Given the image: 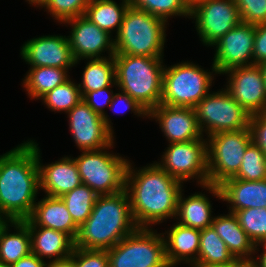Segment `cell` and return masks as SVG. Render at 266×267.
Segmentation results:
<instances>
[{
	"mask_svg": "<svg viewBox=\"0 0 266 267\" xmlns=\"http://www.w3.org/2000/svg\"><path fill=\"white\" fill-rule=\"evenodd\" d=\"M91 0H49L43 7L59 24L83 16Z\"/></svg>",
	"mask_w": 266,
	"mask_h": 267,
	"instance_id": "36",
	"label": "cell"
},
{
	"mask_svg": "<svg viewBox=\"0 0 266 267\" xmlns=\"http://www.w3.org/2000/svg\"><path fill=\"white\" fill-rule=\"evenodd\" d=\"M258 246H262L264 249L262 250L263 252L258 256H254L253 259L251 260L257 267H266V246L263 243L255 245L254 253H258L260 251Z\"/></svg>",
	"mask_w": 266,
	"mask_h": 267,
	"instance_id": "44",
	"label": "cell"
},
{
	"mask_svg": "<svg viewBox=\"0 0 266 267\" xmlns=\"http://www.w3.org/2000/svg\"><path fill=\"white\" fill-rule=\"evenodd\" d=\"M20 55L30 67L47 66L69 71L76 66L68 36L65 35H43L27 40L20 49Z\"/></svg>",
	"mask_w": 266,
	"mask_h": 267,
	"instance_id": "17",
	"label": "cell"
},
{
	"mask_svg": "<svg viewBox=\"0 0 266 267\" xmlns=\"http://www.w3.org/2000/svg\"><path fill=\"white\" fill-rule=\"evenodd\" d=\"M98 195L87 185L81 184L61 196L74 223L80 227L90 216Z\"/></svg>",
	"mask_w": 266,
	"mask_h": 267,
	"instance_id": "31",
	"label": "cell"
},
{
	"mask_svg": "<svg viewBox=\"0 0 266 267\" xmlns=\"http://www.w3.org/2000/svg\"><path fill=\"white\" fill-rule=\"evenodd\" d=\"M117 90L129 94L149 113L160 104L164 57L114 54Z\"/></svg>",
	"mask_w": 266,
	"mask_h": 267,
	"instance_id": "4",
	"label": "cell"
},
{
	"mask_svg": "<svg viewBox=\"0 0 266 267\" xmlns=\"http://www.w3.org/2000/svg\"><path fill=\"white\" fill-rule=\"evenodd\" d=\"M254 36L255 25L241 22L211 46L215 49L212 63L218 74L253 65Z\"/></svg>",
	"mask_w": 266,
	"mask_h": 267,
	"instance_id": "13",
	"label": "cell"
},
{
	"mask_svg": "<svg viewBox=\"0 0 266 267\" xmlns=\"http://www.w3.org/2000/svg\"><path fill=\"white\" fill-rule=\"evenodd\" d=\"M39 191L36 141L28 139L0 155V215L7 221L28 219Z\"/></svg>",
	"mask_w": 266,
	"mask_h": 267,
	"instance_id": "2",
	"label": "cell"
},
{
	"mask_svg": "<svg viewBox=\"0 0 266 267\" xmlns=\"http://www.w3.org/2000/svg\"><path fill=\"white\" fill-rule=\"evenodd\" d=\"M165 20L131 5L115 35V54L163 57L166 42Z\"/></svg>",
	"mask_w": 266,
	"mask_h": 267,
	"instance_id": "5",
	"label": "cell"
},
{
	"mask_svg": "<svg viewBox=\"0 0 266 267\" xmlns=\"http://www.w3.org/2000/svg\"><path fill=\"white\" fill-rule=\"evenodd\" d=\"M13 227V233H10ZM31 253L29 226L24 221H6L0 228V263L11 265Z\"/></svg>",
	"mask_w": 266,
	"mask_h": 267,
	"instance_id": "26",
	"label": "cell"
},
{
	"mask_svg": "<svg viewBox=\"0 0 266 267\" xmlns=\"http://www.w3.org/2000/svg\"><path fill=\"white\" fill-rule=\"evenodd\" d=\"M107 252L109 267H170L163 234L152 227L137 228Z\"/></svg>",
	"mask_w": 266,
	"mask_h": 267,
	"instance_id": "8",
	"label": "cell"
},
{
	"mask_svg": "<svg viewBox=\"0 0 266 267\" xmlns=\"http://www.w3.org/2000/svg\"><path fill=\"white\" fill-rule=\"evenodd\" d=\"M211 67L210 72L190 61L165 65L160 104L194 108L210 92L214 75H218L213 63Z\"/></svg>",
	"mask_w": 266,
	"mask_h": 267,
	"instance_id": "6",
	"label": "cell"
},
{
	"mask_svg": "<svg viewBox=\"0 0 266 267\" xmlns=\"http://www.w3.org/2000/svg\"><path fill=\"white\" fill-rule=\"evenodd\" d=\"M149 118L158 122L169 144L188 142L203 137L194 108L159 104L149 112Z\"/></svg>",
	"mask_w": 266,
	"mask_h": 267,
	"instance_id": "19",
	"label": "cell"
},
{
	"mask_svg": "<svg viewBox=\"0 0 266 267\" xmlns=\"http://www.w3.org/2000/svg\"><path fill=\"white\" fill-rule=\"evenodd\" d=\"M197 123L206 137L225 131L249 128L250 114L225 88L211 91L194 107Z\"/></svg>",
	"mask_w": 266,
	"mask_h": 267,
	"instance_id": "10",
	"label": "cell"
},
{
	"mask_svg": "<svg viewBox=\"0 0 266 267\" xmlns=\"http://www.w3.org/2000/svg\"><path fill=\"white\" fill-rule=\"evenodd\" d=\"M262 72H263V76H264V82H265V89H266V62H263L262 64H260Z\"/></svg>",
	"mask_w": 266,
	"mask_h": 267,
	"instance_id": "48",
	"label": "cell"
},
{
	"mask_svg": "<svg viewBox=\"0 0 266 267\" xmlns=\"http://www.w3.org/2000/svg\"><path fill=\"white\" fill-rule=\"evenodd\" d=\"M130 5L166 22L173 16L190 19V7L184 0H130Z\"/></svg>",
	"mask_w": 266,
	"mask_h": 267,
	"instance_id": "33",
	"label": "cell"
},
{
	"mask_svg": "<svg viewBox=\"0 0 266 267\" xmlns=\"http://www.w3.org/2000/svg\"><path fill=\"white\" fill-rule=\"evenodd\" d=\"M46 267H75V265H74L72 258L69 257V258L51 262V263L48 262Z\"/></svg>",
	"mask_w": 266,
	"mask_h": 267,
	"instance_id": "45",
	"label": "cell"
},
{
	"mask_svg": "<svg viewBox=\"0 0 266 267\" xmlns=\"http://www.w3.org/2000/svg\"><path fill=\"white\" fill-rule=\"evenodd\" d=\"M236 179L260 181L266 179V154L253 141L246 148Z\"/></svg>",
	"mask_w": 266,
	"mask_h": 267,
	"instance_id": "34",
	"label": "cell"
},
{
	"mask_svg": "<svg viewBox=\"0 0 266 267\" xmlns=\"http://www.w3.org/2000/svg\"><path fill=\"white\" fill-rule=\"evenodd\" d=\"M47 262L41 260L38 256L33 253L22 257L17 262L10 265V267H46Z\"/></svg>",
	"mask_w": 266,
	"mask_h": 267,
	"instance_id": "43",
	"label": "cell"
},
{
	"mask_svg": "<svg viewBox=\"0 0 266 267\" xmlns=\"http://www.w3.org/2000/svg\"><path fill=\"white\" fill-rule=\"evenodd\" d=\"M66 114L69 131L80 151L100 150L114 142V133L104 123L103 117L94 112L83 99Z\"/></svg>",
	"mask_w": 266,
	"mask_h": 267,
	"instance_id": "14",
	"label": "cell"
},
{
	"mask_svg": "<svg viewBox=\"0 0 266 267\" xmlns=\"http://www.w3.org/2000/svg\"><path fill=\"white\" fill-rule=\"evenodd\" d=\"M111 86L98 89L97 91H90L82 96L83 101L92 108L94 112L103 117L104 123L114 133L113 123L109 116L105 112V107L109 108V105L113 99L114 92L111 90ZM112 124V125H111Z\"/></svg>",
	"mask_w": 266,
	"mask_h": 267,
	"instance_id": "37",
	"label": "cell"
},
{
	"mask_svg": "<svg viewBox=\"0 0 266 267\" xmlns=\"http://www.w3.org/2000/svg\"><path fill=\"white\" fill-rule=\"evenodd\" d=\"M190 18L207 47L242 22L235 0H201L190 8Z\"/></svg>",
	"mask_w": 266,
	"mask_h": 267,
	"instance_id": "12",
	"label": "cell"
},
{
	"mask_svg": "<svg viewBox=\"0 0 266 267\" xmlns=\"http://www.w3.org/2000/svg\"><path fill=\"white\" fill-rule=\"evenodd\" d=\"M28 226L46 227L67 234L75 241L79 227L74 223L61 197H44L35 203L33 212L23 220Z\"/></svg>",
	"mask_w": 266,
	"mask_h": 267,
	"instance_id": "21",
	"label": "cell"
},
{
	"mask_svg": "<svg viewBox=\"0 0 266 267\" xmlns=\"http://www.w3.org/2000/svg\"><path fill=\"white\" fill-rule=\"evenodd\" d=\"M82 99L78 83L69 78L63 84L55 87L41 98V102L51 110L67 113Z\"/></svg>",
	"mask_w": 266,
	"mask_h": 267,
	"instance_id": "32",
	"label": "cell"
},
{
	"mask_svg": "<svg viewBox=\"0 0 266 267\" xmlns=\"http://www.w3.org/2000/svg\"><path fill=\"white\" fill-rule=\"evenodd\" d=\"M167 146L161 161L156 162L166 173L183 184L193 179L200 186L208 184L207 139L204 136Z\"/></svg>",
	"mask_w": 266,
	"mask_h": 267,
	"instance_id": "11",
	"label": "cell"
},
{
	"mask_svg": "<svg viewBox=\"0 0 266 267\" xmlns=\"http://www.w3.org/2000/svg\"><path fill=\"white\" fill-rule=\"evenodd\" d=\"M120 105L121 108L123 107V112L126 113V110H131L134 115H137L138 117H147L149 113L147 112V110L140 105L136 100H134L129 94L123 92V91H118L117 93L114 94L113 99L109 105L110 110H113L114 113H119L120 109ZM117 108V109H115ZM125 108V109H124ZM122 112V110H120Z\"/></svg>",
	"mask_w": 266,
	"mask_h": 267,
	"instance_id": "40",
	"label": "cell"
},
{
	"mask_svg": "<svg viewBox=\"0 0 266 267\" xmlns=\"http://www.w3.org/2000/svg\"><path fill=\"white\" fill-rule=\"evenodd\" d=\"M242 23H266V0H235Z\"/></svg>",
	"mask_w": 266,
	"mask_h": 267,
	"instance_id": "38",
	"label": "cell"
},
{
	"mask_svg": "<svg viewBox=\"0 0 266 267\" xmlns=\"http://www.w3.org/2000/svg\"><path fill=\"white\" fill-rule=\"evenodd\" d=\"M208 184L219 186L237 175L246 148L252 142L250 127L212 134L207 138Z\"/></svg>",
	"mask_w": 266,
	"mask_h": 267,
	"instance_id": "9",
	"label": "cell"
},
{
	"mask_svg": "<svg viewBox=\"0 0 266 267\" xmlns=\"http://www.w3.org/2000/svg\"><path fill=\"white\" fill-rule=\"evenodd\" d=\"M7 220L4 218V217H2L1 215H0V228L4 225V223L6 222Z\"/></svg>",
	"mask_w": 266,
	"mask_h": 267,
	"instance_id": "50",
	"label": "cell"
},
{
	"mask_svg": "<svg viewBox=\"0 0 266 267\" xmlns=\"http://www.w3.org/2000/svg\"><path fill=\"white\" fill-rule=\"evenodd\" d=\"M235 267H257L251 260H237Z\"/></svg>",
	"mask_w": 266,
	"mask_h": 267,
	"instance_id": "46",
	"label": "cell"
},
{
	"mask_svg": "<svg viewBox=\"0 0 266 267\" xmlns=\"http://www.w3.org/2000/svg\"><path fill=\"white\" fill-rule=\"evenodd\" d=\"M67 69L54 67H30L23 78L22 86L29 98L40 100L55 87L63 84L70 76Z\"/></svg>",
	"mask_w": 266,
	"mask_h": 267,
	"instance_id": "28",
	"label": "cell"
},
{
	"mask_svg": "<svg viewBox=\"0 0 266 267\" xmlns=\"http://www.w3.org/2000/svg\"><path fill=\"white\" fill-rule=\"evenodd\" d=\"M186 4L191 8L195 3L201 1V0H184Z\"/></svg>",
	"mask_w": 266,
	"mask_h": 267,
	"instance_id": "49",
	"label": "cell"
},
{
	"mask_svg": "<svg viewBox=\"0 0 266 267\" xmlns=\"http://www.w3.org/2000/svg\"><path fill=\"white\" fill-rule=\"evenodd\" d=\"M0 267H10L9 265H5L3 263H0Z\"/></svg>",
	"mask_w": 266,
	"mask_h": 267,
	"instance_id": "52",
	"label": "cell"
},
{
	"mask_svg": "<svg viewBox=\"0 0 266 267\" xmlns=\"http://www.w3.org/2000/svg\"><path fill=\"white\" fill-rule=\"evenodd\" d=\"M49 0H26L28 4L43 8Z\"/></svg>",
	"mask_w": 266,
	"mask_h": 267,
	"instance_id": "47",
	"label": "cell"
},
{
	"mask_svg": "<svg viewBox=\"0 0 266 267\" xmlns=\"http://www.w3.org/2000/svg\"><path fill=\"white\" fill-rule=\"evenodd\" d=\"M228 213L214 216L211 226L237 260H252L255 244L240 227L237 216Z\"/></svg>",
	"mask_w": 266,
	"mask_h": 267,
	"instance_id": "24",
	"label": "cell"
},
{
	"mask_svg": "<svg viewBox=\"0 0 266 267\" xmlns=\"http://www.w3.org/2000/svg\"><path fill=\"white\" fill-rule=\"evenodd\" d=\"M182 187L181 181L170 176L155 162L138 170L129 161L125 190L137 227L151 228L168 219L175 220Z\"/></svg>",
	"mask_w": 266,
	"mask_h": 267,
	"instance_id": "1",
	"label": "cell"
},
{
	"mask_svg": "<svg viewBox=\"0 0 266 267\" xmlns=\"http://www.w3.org/2000/svg\"><path fill=\"white\" fill-rule=\"evenodd\" d=\"M213 267H235V262L226 266H213Z\"/></svg>",
	"mask_w": 266,
	"mask_h": 267,
	"instance_id": "51",
	"label": "cell"
},
{
	"mask_svg": "<svg viewBox=\"0 0 266 267\" xmlns=\"http://www.w3.org/2000/svg\"><path fill=\"white\" fill-rule=\"evenodd\" d=\"M234 214L240 227L255 245L266 240V208H248Z\"/></svg>",
	"mask_w": 266,
	"mask_h": 267,
	"instance_id": "35",
	"label": "cell"
},
{
	"mask_svg": "<svg viewBox=\"0 0 266 267\" xmlns=\"http://www.w3.org/2000/svg\"><path fill=\"white\" fill-rule=\"evenodd\" d=\"M70 257L75 267H109L107 250L74 247Z\"/></svg>",
	"mask_w": 266,
	"mask_h": 267,
	"instance_id": "39",
	"label": "cell"
},
{
	"mask_svg": "<svg viewBox=\"0 0 266 267\" xmlns=\"http://www.w3.org/2000/svg\"><path fill=\"white\" fill-rule=\"evenodd\" d=\"M181 190L178 197L176 211V221L180 225L191 227L193 229L203 230L210 227L214 216H212V201L202 192H195L185 198Z\"/></svg>",
	"mask_w": 266,
	"mask_h": 267,
	"instance_id": "25",
	"label": "cell"
},
{
	"mask_svg": "<svg viewBox=\"0 0 266 267\" xmlns=\"http://www.w3.org/2000/svg\"><path fill=\"white\" fill-rule=\"evenodd\" d=\"M31 253L49 263L69 258L74 249V241L65 233L46 227L29 226ZM45 256V257H44Z\"/></svg>",
	"mask_w": 266,
	"mask_h": 267,
	"instance_id": "23",
	"label": "cell"
},
{
	"mask_svg": "<svg viewBox=\"0 0 266 267\" xmlns=\"http://www.w3.org/2000/svg\"><path fill=\"white\" fill-rule=\"evenodd\" d=\"M36 142V158L39 167L40 189L45 195L61 197L82 184L74 157L64 156L50 164H42L40 147Z\"/></svg>",
	"mask_w": 266,
	"mask_h": 267,
	"instance_id": "20",
	"label": "cell"
},
{
	"mask_svg": "<svg viewBox=\"0 0 266 267\" xmlns=\"http://www.w3.org/2000/svg\"><path fill=\"white\" fill-rule=\"evenodd\" d=\"M162 234L166 259L170 267L181 265L180 263L188 264L189 267L196 264L200 247V230L176 222Z\"/></svg>",
	"mask_w": 266,
	"mask_h": 267,
	"instance_id": "22",
	"label": "cell"
},
{
	"mask_svg": "<svg viewBox=\"0 0 266 267\" xmlns=\"http://www.w3.org/2000/svg\"><path fill=\"white\" fill-rule=\"evenodd\" d=\"M252 141L266 154V113L250 116Z\"/></svg>",
	"mask_w": 266,
	"mask_h": 267,
	"instance_id": "41",
	"label": "cell"
},
{
	"mask_svg": "<svg viewBox=\"0 0 266 267\" xmlns=\"http://www.w3.org/2000/svg\"><path fill=\"white\" fill-rule=\"evenodd\" d=\"M114 144L100 150L81 151L74 158L82 184L89 186L98 196L115 194L125 189L129 160L119 153L107 151L114 148Z\"/></svg>",
	"mask_w": 266,
	"mask_h": 267,
	"instance_id": "7",
	"label": "cell"
},
{
	"mask_svg": "<svg viewBox=\"0 0 266 267\" xmlns=\"http://www.w3.org/2000/svg\"><path fill=\"white\" fill-rule=\"evenodd\" d=\"M120 1L117 4L114 0H91L84 16L110 35L113 34V31L117 34L122 24L123 16L130 5V0Z\"/></svg>",
	"mask_w": 266,
	"mask_h": 267,
	"instance_id": "27",
	"label": "cell"
},
{
	"mask_svg": "<svg viewBox=\"0 0 266 267\" xmlns=\"http://www.w3.org/2000/svg\"><path fill=\"white\" fill-rule=\"evenodd\" d=\"M200 187L227 202L231 213L248 208H266V179L247 181L233 177L219 186L205 184Z\"/></svg>",
	"mask_w": 266,
	"mask_h": 267,
	"instance_id": "18",
	"label": "cell"
},
{
	"mask_svg": "<svg viewBox=\"0 0 266 267\" xmlns=\"http://www.w3.org/2000/svg\"><path fill=\"white\" fill-rule=\"evenodd\" d=\"M126 190L97 197L89 218L79 227L74 247L107 250L137 229Z\"/></svg>",
	"mask_w": 266,
	"mask_h": 267,
	"instance_id": "3",
	"label": "cell"
},
{
	"mask_svg": "<svg viewBox=\"0 0 266 267\" xmlns=\"http://www.w3.org/2000/svg\"><path fill=\"white\" fill-rule=\"evenodd\" d=\"M63 24L71 26L68 36L75 65L81 60L93 58H106L114 56V38L106 31L90 22L84 15L70 19ZM102 55V56H101Z\"/></svg>",
	"mask_w": 266,
	"mask_h": 267,
	"instance_id": "16",
	"label": "cell"
},
{
	"mask_svg": "<svg viewBox=\"0 0 266 267\" xmlns=\"http://www.w3.org/2000/svg\"><path fill=\"white\" fill-rule=\"evenodd\" d=\"M237 259L212 226L200 230V247L197 262L193 267L226 266Z\"/></svg>",
	"mask_w": 266,
	"mask_h": 267,
	"instance_id": "29",
	"label": "cell"
},
{
	"mask_svg": "<svg viewBox=\"0 0 266 267\" xmlns=\"http://www.w3.org/2000/svg\"><path fill=\"white\" fill-rule=\"evenodd\" d=\"M266 62V23L255 25L253 65Z\"/></svg>",
	"mask_w": 266,
	"mask_h": 267,
	"instance_id": "42",
	"label": "cell"
},
{
	"mask_svg": "<svg viewBox=\"0 0 266 267\" xmlns=\"http://www.w3.org/2000/svg\"><path fill=\"white\" fill-rule=\"evenodd\" d=\"M88 62L82 73V81L78 84L81 96L90 91L117 86L115 79L114 57L86 59Z\"/></svg>",
	"mask_w": 266,
	"mask_h": 267,
	"instance_id": "30",
	"label": "cell"
},
{
	"mask_svg": "<svg viewBox=\"0 0 266 267\" xmlns=\"http://www.w3.org/2000/svg\"><path fill=\"white\" fill-rule=\"evenodd\" d=\"M227 74V92L250 115L266 113V89L260 65L236 67Z\"/></svg>",
	"mask_w": 266,
	"mask_h": 267,
	"instance_id": "15",
	"label": "cell"
}]
</instances>
